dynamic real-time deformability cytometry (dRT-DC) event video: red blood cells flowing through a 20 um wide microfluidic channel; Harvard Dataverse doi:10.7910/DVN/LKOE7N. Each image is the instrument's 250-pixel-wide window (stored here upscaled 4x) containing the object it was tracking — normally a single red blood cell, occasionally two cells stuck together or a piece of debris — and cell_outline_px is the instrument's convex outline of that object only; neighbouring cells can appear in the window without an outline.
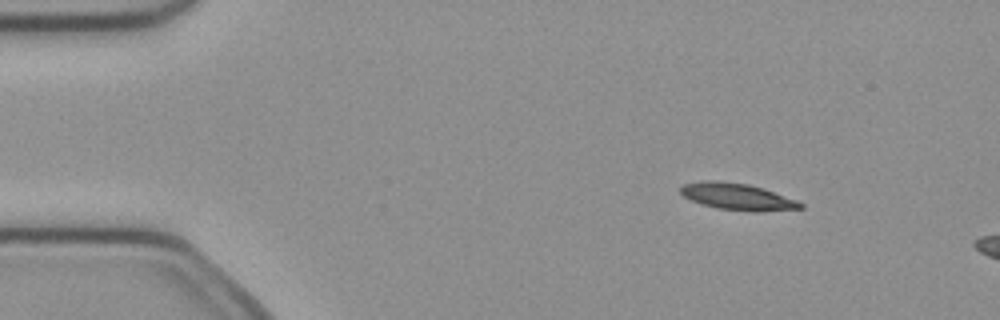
{"species": "common noctule bat (a hibernating species)", "species_latin": "Nyctalus noctula", "temperature_condition": "cold", "stored_images_in_passage": 3, "camera_frame_rate_fps": 3000, "um_per_image_px": 0.085, "animal": {"sex": "female", "body_mass_g": 21.9}, "frame": {"image": 1, "passage_image": 1, "time_ms": 0.0, "image_size_px": [1000, 320], "cell_outline_px": [[804, 208], [756, 212], [716, 208], [692, 200], [684, 196], [680, 192], [680, 188], [684, 184], [704, 180], [716, 180], [748, 184], [764, 188], [796, 200], [804, 204]], "centroid_in_image_um": [62.7, 16.71], "position_along_channel_um": 22.3, "area_um2": 18.55}}